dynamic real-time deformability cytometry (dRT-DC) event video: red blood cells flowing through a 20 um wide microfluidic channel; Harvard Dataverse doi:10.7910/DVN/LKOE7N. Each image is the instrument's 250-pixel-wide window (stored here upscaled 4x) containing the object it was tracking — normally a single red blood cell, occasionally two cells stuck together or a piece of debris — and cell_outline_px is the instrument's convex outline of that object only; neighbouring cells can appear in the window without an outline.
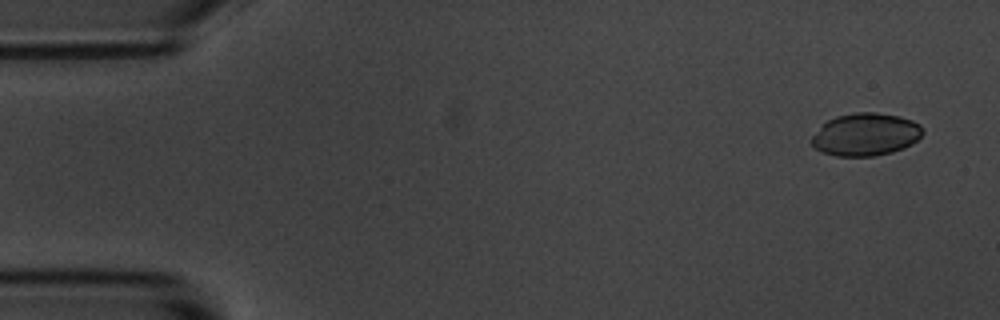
{"species": "common noctule bat (a hibernating species)", "species_latin": "Nyctalus noctula", "temperature_condition": "room temperature", "stored_images_in_passage": 4, "camera_frame_rate_fps": 3000, "um_per_image_px": 0.085, "animal": {"sex": "male", "body_mass_g": 20.1, "forearm_length_mm": 53.5}, "frame": {"image": 1, "passage_image": 1, "time_ms": 0.0, "image_size_px": [1000, 320], "cell_outline_px": [[924, 132], [912, 144], [904, 148], [892, 152], [872, 156], [836, 156], [824, 152], [816, 148], [808, 140], [828, 120], [836, 116], [856, 112], [876, 112], [900, 116], [912, 120], [920, 124]], "centroid_in_image_um": [73.59, 11.42], "position_along_channel_um": 11.4, "area_um2": 27.57}}